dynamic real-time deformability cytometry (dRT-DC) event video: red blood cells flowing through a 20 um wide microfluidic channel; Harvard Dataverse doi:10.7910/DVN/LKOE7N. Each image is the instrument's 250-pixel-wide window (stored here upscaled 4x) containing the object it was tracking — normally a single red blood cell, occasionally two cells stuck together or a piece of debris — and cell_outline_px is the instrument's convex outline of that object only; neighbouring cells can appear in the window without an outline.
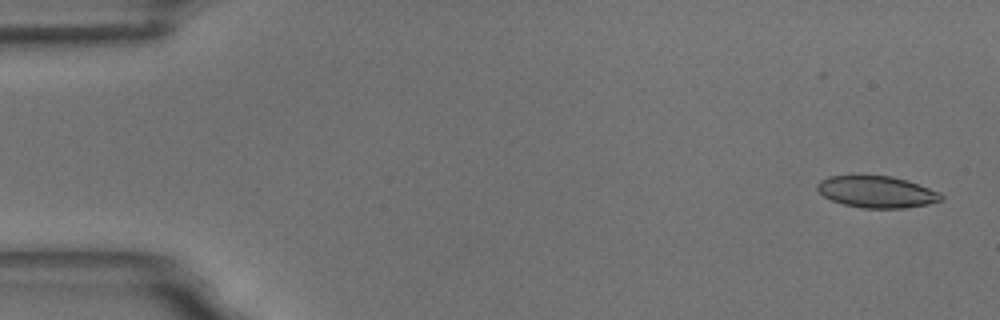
{"species": "common noctule bat (a hibernating species)", "species_latin": "Nyctalus noctula", "temperature_condition": "room temperature", "stored_images_in_passage": 51, "camera_frame_rate_fps": 3000, "um_per_image_px": 0.085, "animal": {"sex": "male", "body_mass_g": 18.8}, "frame": {"image": 1, "passage_image": 2, "time_ms": 0.333, "image_size_px": [1000, 320], "cell_outline_px": [[944, 200], [928, 204], [904, 208], [864, 208], [844, 204], [832, 200], [824, 196], [816, 188], [816, 184], [820, 180], [828, 176], [892, 176], [940, 192], [944, 196]], "centroid_in_image_um": [74.52, 16.31], "position_along_channel_um": 10.5, "area_um2": 22.66}}
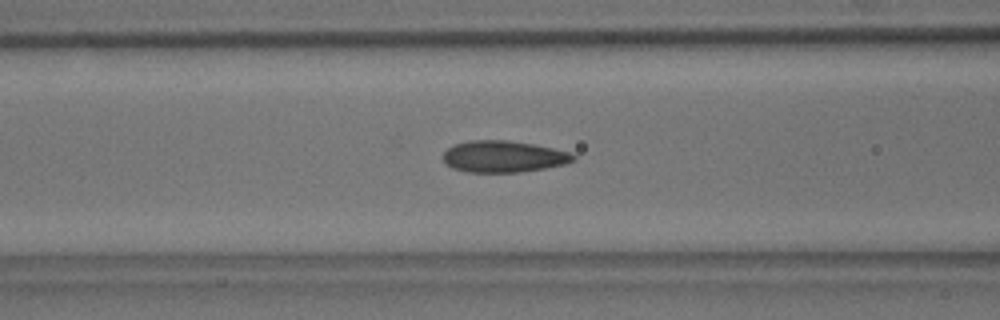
{"frame": {"image": 2, "passage_image": 22, "time_ms": 7.0, "image_size_px": [1000, 320], "cell_outline_px": [[576, 160], [564, 164], [544, 168], [520, 172], [468, 172], [452, 168], [444, 164], [444, 152], [448, 148], [456, 144], [468, 140], [508, 140], [532, 144], [552, 148], [568, 152], [576, 156]], "centroid_in_image_um": [42.77, 13.31], "position_along_channel_um": 123.8, "area_um2": 23.87}}
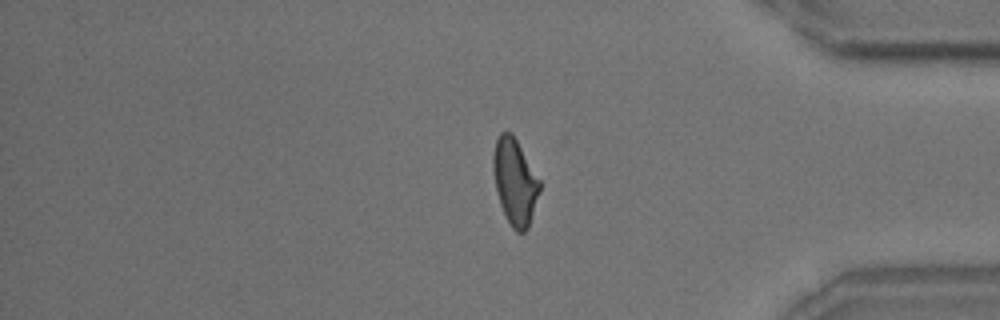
{"frame": {"image": 3, "passage_image": 46, "time_ms": 15.0, "image_size_px": [1000, 320], "cell_outline_px": [[540, 188], [528, 228], [524, 232], [516, 232], [512, 228], [500, 204], [496, 188], [492, 168], [492, 156], [496, 140], [500, 132], [512, 132], [540, 180]], "centroid_in_image_um": [43.75, 15.42], "position_along_channel_um": 391.5, "area_um2": 23.06}, "authors_computed_cell_mechanics": {"area_um2": 23.409, "velocity_mm_per_s": 3.6247, "shape_relaxation_time_tau1_ms": 6.3891, "shape_relaxation_time_tau2_ms": 1.3436, "deformation_change_tau1": 0.1753, "deformation_change_tau2": 0.0965}}